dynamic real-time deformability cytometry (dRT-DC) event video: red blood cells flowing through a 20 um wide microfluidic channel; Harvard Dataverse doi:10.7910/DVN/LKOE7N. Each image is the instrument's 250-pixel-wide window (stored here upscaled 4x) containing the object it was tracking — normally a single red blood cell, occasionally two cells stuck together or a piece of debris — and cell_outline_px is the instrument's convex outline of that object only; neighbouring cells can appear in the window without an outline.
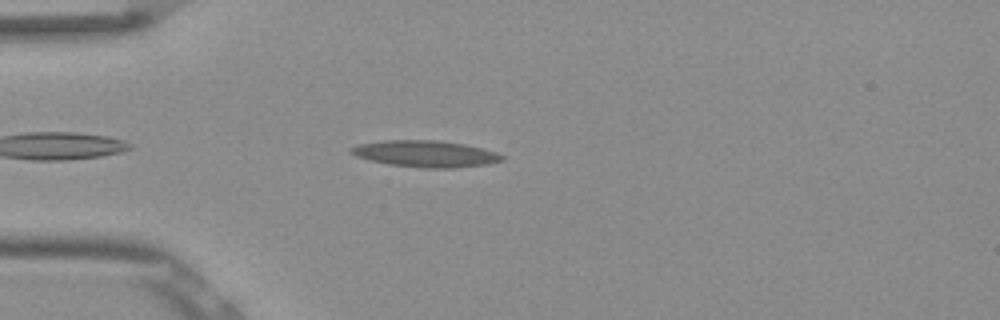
{"species": "Egyptian fruit bat (a non-hibernating species)", "species_latin": "Rousettus aegyptiacus", "temperature_condition": "room temperature", "stored_images_in_passage": 43, "camera_frame_rate_fps": 3000, "um_per_image_px": 0.085, "frame": {"image": 1, "passage_image": 5, "time_ms": 1.333, "image_size_px": [1000, 320], "cell_outline_px": [[504, 160], [488, 164], [452, 168], [424, 168], [388, 164], [356, 156], [348, 152], [348, 148], [360, 144], [384, 140], [440, 140], [464, 144], [496, 152], [504, 156]], "centroid_in_image_um": [36.16, 13.07], "position_along_channel_um": 48.8, "area_um2": 23.29}}
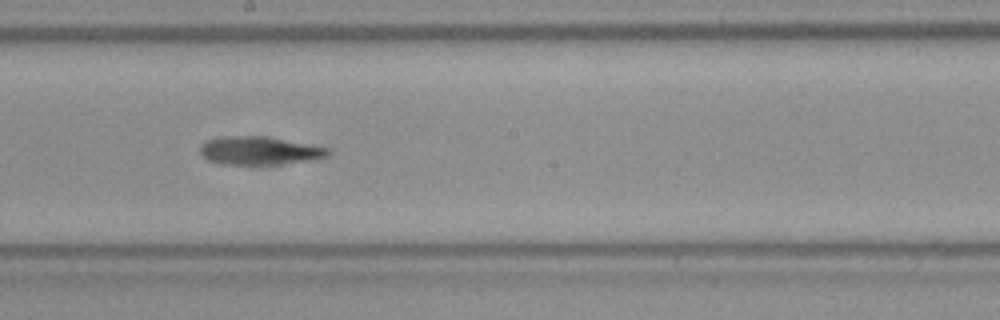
{"frame": {"image": 2, "passage_image": 20, "time_ms": 6.333, "image_size_px": [1000, 320], "cell_outline_px": [[332, 152], [328, 156], [316, 160], [276, 164], [220, 164], [208, 160], [200, 152], [200, 144], [204, 140], [216, 136], [256, 136], [308, 144], [332, 148]], "centroid_in_image_um": [22.04, 12.81], "position_along_channel_um": 226.2, "area_um2": 21.1}}
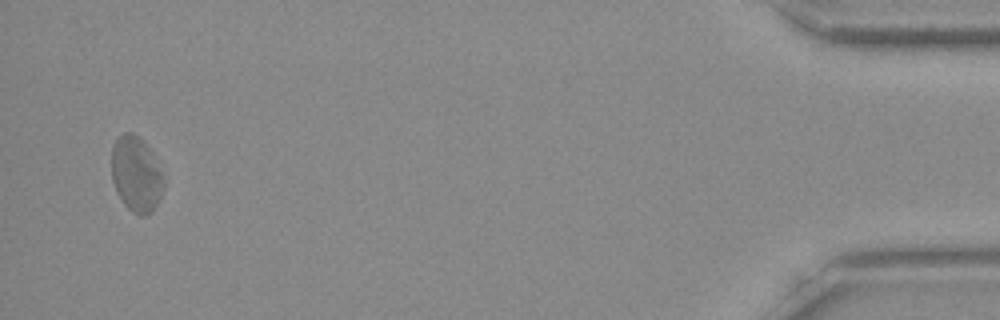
{"frame": {"image": 3, "passage_image": 42, "time_ms": 13.667, "image_size_px": [1000, 320], "cell_outline_px": [[164, 188], [160, 200], [152, 212], [144, 216], [140, 216], [132, 212], [124, 204], [116, 192], [112, 180], [112, 144], [124, 132], [132, 132], [144, 140], [148, 144], [164, 176]], "centroid_in_image_um": [11.6, 14.81], "position_along_channel_um": 423.6, "area_um2": 23.35}, "authors_computed_cell_mechanics": {"area_um2": 21.5016, "velocity_mm_per_s": 3.8188, "shape_relaxation_time_tau1_ms": null, "shape_relaxation_time_tau2_ms": 2.8329, "deformation_change_tau1": null, "deformation_change_tau2": 0.1225}}